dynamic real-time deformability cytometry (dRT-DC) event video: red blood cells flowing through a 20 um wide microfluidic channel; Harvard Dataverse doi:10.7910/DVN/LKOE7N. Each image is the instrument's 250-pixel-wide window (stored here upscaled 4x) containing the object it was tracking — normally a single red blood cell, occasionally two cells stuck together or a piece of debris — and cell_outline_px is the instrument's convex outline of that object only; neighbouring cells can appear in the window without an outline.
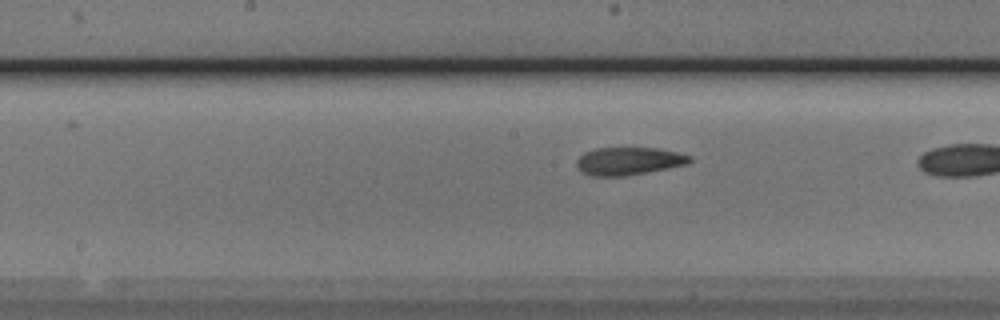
{"species": "Egyptian fruit bat (a non-hibernating species)", "species_latin": "Rousettus aegyptiacus", "temperature_condition": "cold", "stored_images_in_passage": 9, "camera_frame_rate_fps": 3000, "um_per_image_px": 0.085, "animal": {"sex": "male"}, "frame": {"image": 1, "passage_image": 8, "time_ms": 2.333, "image_size_px": [1000, 320], "cell_outline_px": [[692, 160], [688, 164], [668, 168], [624, 176], [592, 176], [584, 172], [576, 164], [576, 160], [584, 152], [596, 148], [656, 148], [676, 152], [692, 156]], "centroid_in_image_um": [53.45, 13.68], "position_along_channel_um": 194.7, "area_um2": 18.15}}